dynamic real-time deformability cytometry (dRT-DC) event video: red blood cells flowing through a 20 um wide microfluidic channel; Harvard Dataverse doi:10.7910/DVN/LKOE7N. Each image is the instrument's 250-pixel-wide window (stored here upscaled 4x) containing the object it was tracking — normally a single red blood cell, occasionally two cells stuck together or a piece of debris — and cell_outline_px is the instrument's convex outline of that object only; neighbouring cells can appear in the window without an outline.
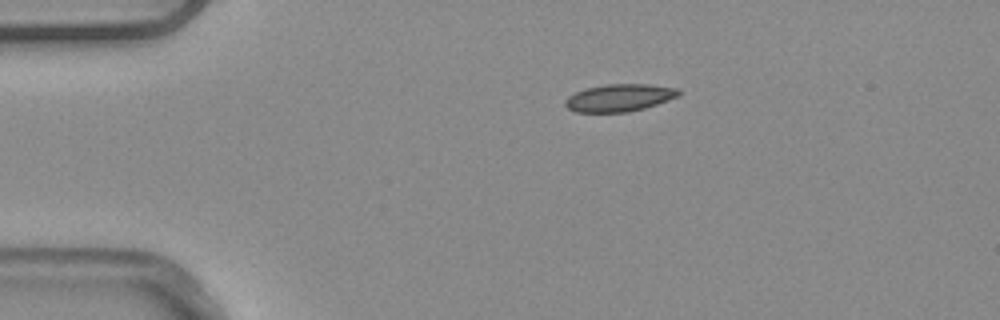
{"species": "common noctule bat (a hibernating species)", "species_latin": "Nyctalus noctula", "temperature_condition": "warm", "stored_images_in_passage": 3, "camera_frame_rate_fps": 3000, "um_per_image_px": 0.085, "animal": {"sex": "male", "body_mass_g": 20.4}, "frame": {"image": 1, "passage_image": 1, "time_ms": 0.0, "image_size_px": [1000, 320], "cell_outline_px": [[680, 96], [644, 108], [628, 112], [576, 112], [568, 108], [564, 104], [564, 100], [568, 96], [576, 92], [588, 88], [608, 84], [648, 84], [680, 88]], "centroid_in_image_um": [52.67, 8.31], "position_along_channel_um": 32.3, "area_um2": 18.09}}
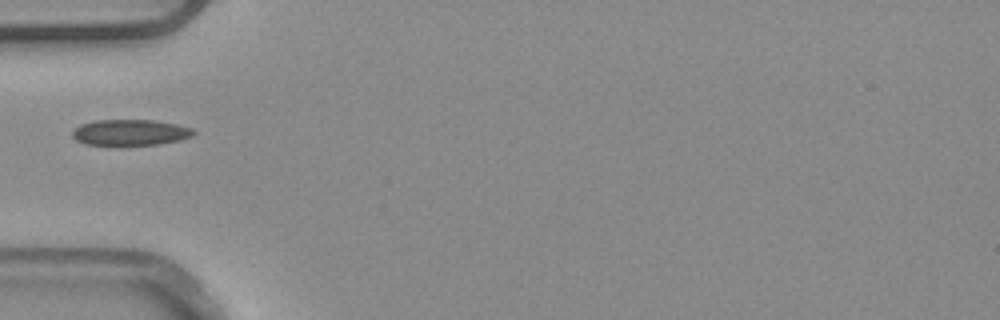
{"frame": {"image": 2, "passage_image": 3, "time_ms": 0.667, "image_size_px": [1000, 320], "cell_outline_px": [[196, 132], [192, 136], [180, 140], [160, 144], [116, 148], [84, 144], [76, 140], [72, 136], [72, 132], [80, 124], [96, 120], [152, 120], [176, 124], [192, 128]], "centroid_in_image_um": [11.03, 11.31], "position_along_channel_um": 74.0, "area_um2": 19.19}}